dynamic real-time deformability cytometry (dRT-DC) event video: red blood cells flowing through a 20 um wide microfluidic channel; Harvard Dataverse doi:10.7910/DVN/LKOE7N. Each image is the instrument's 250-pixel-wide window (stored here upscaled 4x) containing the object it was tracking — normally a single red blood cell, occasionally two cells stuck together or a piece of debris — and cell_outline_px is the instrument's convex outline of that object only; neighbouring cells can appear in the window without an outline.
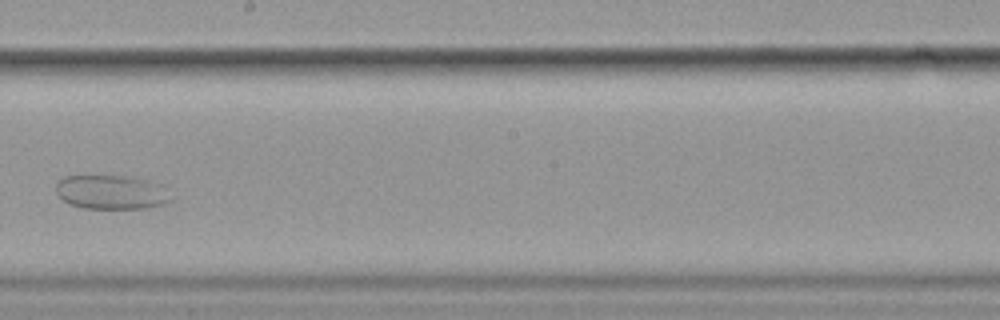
{"species": "common noctule bat (a hibernating species)", "species_latin": "Nyctalus noctula", "temperature_condition": "cold", "stored_images_in_passage": 9, "camera_frame_rate_fps": 3000, "um_per_image_px": 0.085, "animal": {"sex": "female", "body_mass_g": 19.9}, "frame": {"image": 1, "passage_image": 7, "time_ms": 7.333, "image_size_px": [1000, 320], "cell_outline_px": [[172, 200], [160, 204], [144, 208], [84, 208], [72, 204], [64, 200], [56, 192], [56, 184], [64, 176], [124, 176], [144, 180]], "centroid_in_image_um": [9.28, 16.34], "position_along_channel_um": 238.9, "area_um2": 21.5}}
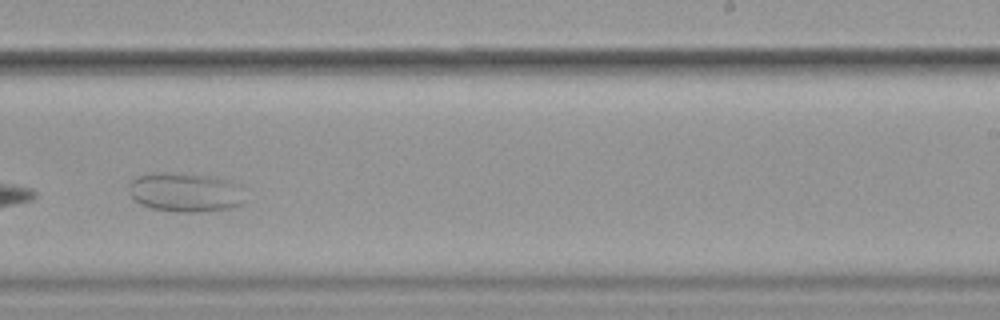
{"frame": {"image": 2, "passage_image": 8, "time_ms": 8.333, "image_size_px": [1000, 320], "cell_outline_px": [[244, 200], [240, 204], [228, 208], [196, 212], [184, 212], [152, 208], [140, 204], [132, 196], [128, 188], [132, 180], [136, 176], [208, 176], [228, 180], [240, 184]], "centroid_in_image_um": [15.8, 16.4], "position_along_channel_um": 273.2, "area_um2": 25.09}}